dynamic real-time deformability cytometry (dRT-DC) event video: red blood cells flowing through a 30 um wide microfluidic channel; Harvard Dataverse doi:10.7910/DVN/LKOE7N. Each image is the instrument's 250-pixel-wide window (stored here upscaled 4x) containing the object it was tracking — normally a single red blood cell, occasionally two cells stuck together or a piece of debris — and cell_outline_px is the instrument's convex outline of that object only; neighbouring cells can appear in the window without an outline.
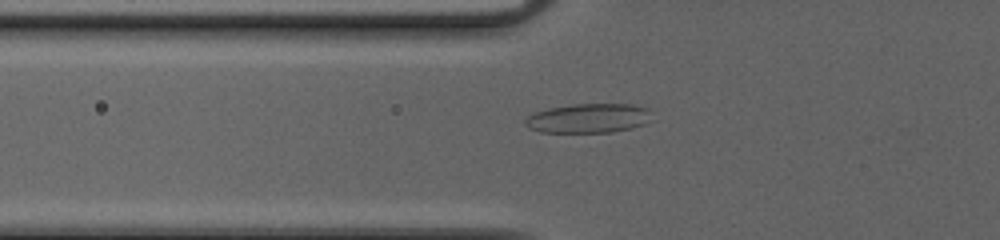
{"species": "common noctule bat (a hibernating species)", "species_latin": "Nyctalus noctula", "temperature_condition": "cold", "stored_images_in_passage": 54, "camera_frame_rate_fps": 3000, "um_per_image_px": 0.085, "animal": {"sex": "female", "body_mass_g": 20.0, "forearm_length_mm": 54.0}, "frame": {"image": 1, "passage_image": 22, "time_ms": 7.0, "image_size_px": [1000, 240], "cell_outline_px": [[656, 120], [632, 128], [612, 132], [540, 132], [528, 128], [524, 124], [524, 120], [532, 112], [548, 108], [572, 104], [632, 104], [648, 108], [652, 112]], "centroid_in_image_um": [50.07, 10.04], "position_along_channel_um": 75.7, "area_um2": 22.2}}
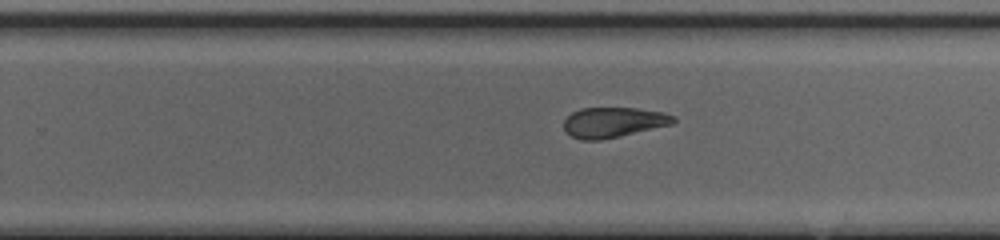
{"frame": {"image": 2, "passage_image": 37, "time_ms": 12.0, "image_size_px": [1000, 240], "cell_outline_px": [[676, 120], [672, 124], [620, 136], [600, 140], [580, 140], [564, 132], [564, 120], [572, 112], [580, 108], [636, 108], [664, 112], [676, 116]], "centroid_in_image_um": [52.13, 10.39], "position_along_channel_um": 277.7, "area_um2": 19.36}}
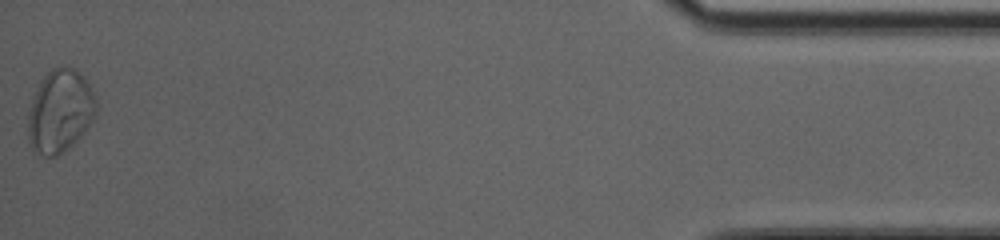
{"frame": {"image": 3, "passage_image": 54, "time_ms": 17.667, "image_size_px": [1000, 240], "cell_outline_px": [[96, 112], [92, 120], [84, 132], [68, 148], [56, 156], [44, 156], [32, 148], [28, 144], [28, 112], [36, 88], [40, 80], [52, 68], [72, 68], [80, 72], [96, 96]], "centroid_in_image_um": [5.09, 9.45], "position_along_channel_um": 430.1, "area_um2": 32.71}, "authors_computed_cell_mechanics": {"area_um2": 24.3049, "velocity_mm_per_s": 4.0529, "shape_relaxation_time_tau1_ms": null, "shape_relaxation_time_tau2_ms": 2.0213, "deformation_change_tau1": null, "deformation_change_tau2": 0.0992}}